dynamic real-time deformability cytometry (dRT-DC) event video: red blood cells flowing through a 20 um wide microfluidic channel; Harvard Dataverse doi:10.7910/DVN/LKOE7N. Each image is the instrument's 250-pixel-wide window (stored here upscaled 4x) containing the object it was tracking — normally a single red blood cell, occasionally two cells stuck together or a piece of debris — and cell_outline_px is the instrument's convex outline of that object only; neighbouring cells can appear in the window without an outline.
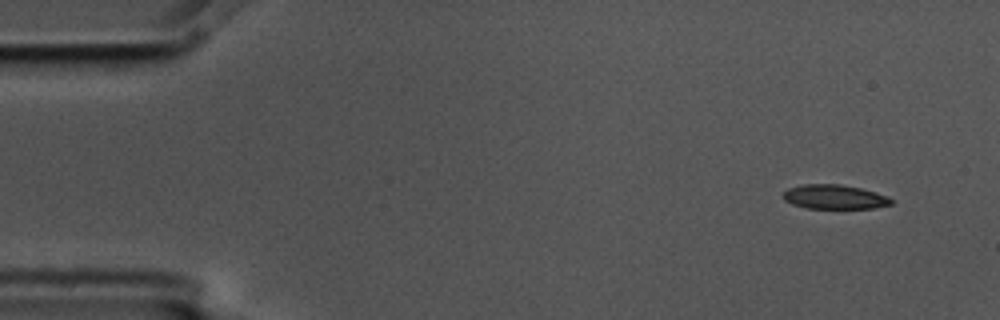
{"species": "common noctule bat (a hibernating species)", "species_latin": "Nyctalus noctula", "temperature_condition": "cold", "stored_images_in_passage": 2, "segment_of_instrument_passage": [2, 2], "camera_frame_rate_fps": 3000, "um_per_image_px": 0.085, "animal": {"sex": "male", "body_mass_g": 17.5, "forearm_length_mm": 52.3}, "frame": {"image": 1, "passage_image": 2, "time_ms": 0.333, "image_size_px": [1000, 320], "cell_outline_px": [[892, 204], [872, 208], [804, 208], [792, 204], [784, 200], [780, 196], [788, 188], [804, 184], [840, 184], [860, 188], [876, 192], [888, 196], [892, 200]], "centroid_in_image_um": [70.89, 16.73], "position_along_channel_um": 14.1, "area_um2": 15.37}}